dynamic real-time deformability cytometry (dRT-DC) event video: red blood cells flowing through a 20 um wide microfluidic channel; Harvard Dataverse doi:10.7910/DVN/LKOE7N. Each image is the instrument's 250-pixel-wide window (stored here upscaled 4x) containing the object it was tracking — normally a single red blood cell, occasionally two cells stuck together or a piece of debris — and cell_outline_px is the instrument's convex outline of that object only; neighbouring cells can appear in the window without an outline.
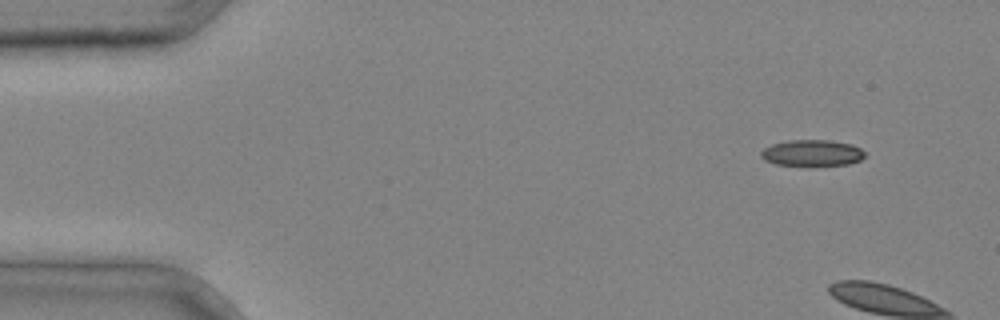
{"species": "common noctule bat (a hibernating species)", "species_latin": "Nyctalus noctula", "temperature_condition": "cold", "stored_images_in_passage": 5, "camera_frame_rate_fps": 3000, "um_per_image_px": 0.085, "animal": {"sex": "male", "body_mass_g": 20.4}, "frame": {"image": 1, "passage_image": 1, "time_ms": 0.0, "image_size_px": [1000, 320], "cell_outline_px": [[864, 156], [860, 160], [848, 164], [812, 168], [776, 164], [764, 160], [760, 156], [760, 152], [764, 148], [772, 144], [788, 140], [828, 140], [852, 144], [860, 148], [864, 152]], "centroid_in_image_um": [69.0, 13.04], "position_along_channel_um": 16.0, "area_um2": 16.53}}
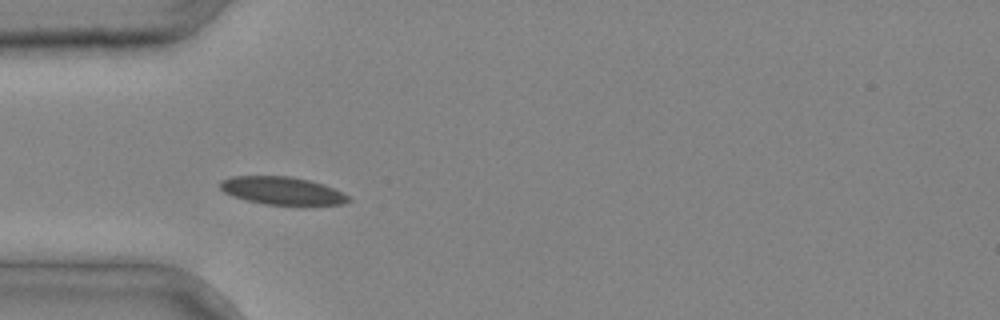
{"frame": {"image": 2, "passage_image": 4, "time_ms": 1.0, "image_size_px": [1000, 320], "cell_outline_px": [[352, 200], [344, 204], [264, 204], [232, 196], [224, 192], [220, 188], [220, 180], [232, 176], [292, 176], [324, 184], [348, 196]], "centroid_in_image_um": [23.94, 16.19], "position_along_channel_um": 61.1, "area_um2": 20.52}}